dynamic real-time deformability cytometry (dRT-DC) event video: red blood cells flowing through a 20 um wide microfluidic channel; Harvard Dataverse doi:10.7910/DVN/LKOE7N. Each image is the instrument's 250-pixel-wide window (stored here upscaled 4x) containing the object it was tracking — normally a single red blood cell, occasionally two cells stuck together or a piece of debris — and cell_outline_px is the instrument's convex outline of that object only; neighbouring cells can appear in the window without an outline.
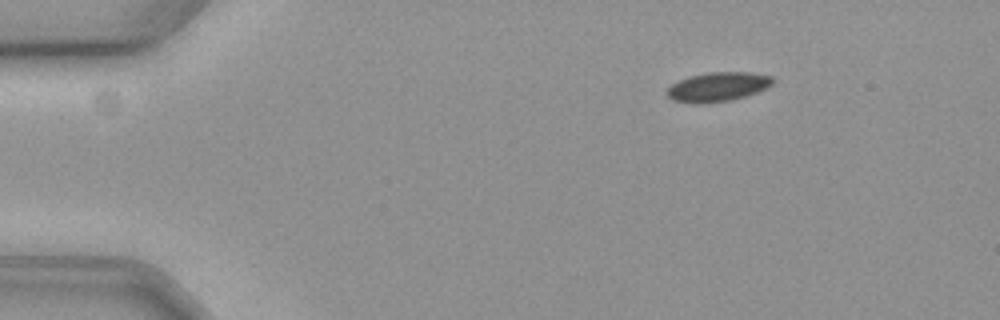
{"species": "common noctule bat (a hibernating species)", "species_latin": "Nyctalus noctula", "temperature_condition": "cold", "stored_images_in_passage": 8, "camera_frame_rate_fps": 3000, "um_per_image_px": 0.085, "animal": {"sex": "female", "body_mass_g": 19.3, "forearm_length_mm": 54.1}, "frame": {"image": 1, "passage_image": 1, "time_ms": 0.0, "image_size_px": [1000, 320], "cell_outline_px": [[776, 80], [772, 84], [756, 92], [744, 96], [728, 100], [672, 100], [664, 92], [672, 84], [688, 76], [708, 72], [752, 72], [772, 76]], "centroid_in_image_um": [61.07, 7.3], "position_along_channel_um": 23.9, "area_um2": 17.17}}